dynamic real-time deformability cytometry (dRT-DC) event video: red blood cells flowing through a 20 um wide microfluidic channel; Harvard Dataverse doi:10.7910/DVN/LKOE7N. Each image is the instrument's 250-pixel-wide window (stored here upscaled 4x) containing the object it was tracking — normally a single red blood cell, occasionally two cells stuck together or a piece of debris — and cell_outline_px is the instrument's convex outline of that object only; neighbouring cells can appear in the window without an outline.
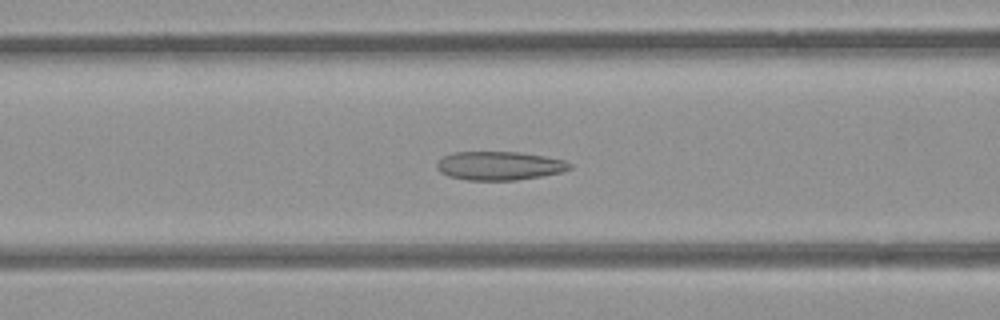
{"species": "common noctule bat (a hibernating species)", "species_latin": "Nyctalus noctula", "temperature_condition": "room temperature", "stored_images_in_passage": 52, "camera_frame_rate_fps": 3000, "um_per_image_px": 0.085, "animal": {"sex": "female", "body_mass_g": 21.9}, "frame": {"image": 1, "passage_image": 21, "time_ms": 6.667, "image_size_px": [1000, 320], "cell_outline_px": [[572, 168], [560, 172], [540, 176], [516, 180], [468, 180], [448, 176], [440, 172], [436, 168], [436, 164], [444, 156], [452, 152], [520, 152], [544, 156], [564, 160], [572, 164]], "centroid_in_image_um": [42.43, 14.08], "position_along_channel_um": 124.2, "area_um2": 22.14}}
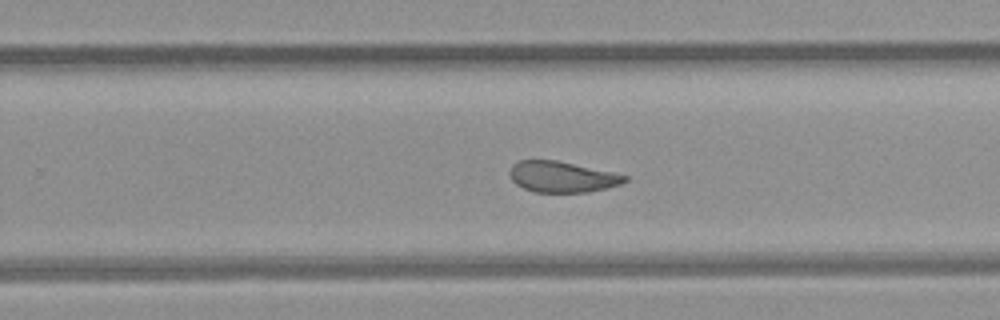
{"frame": {"image": 2, "passage_image": 33, "time_ms": 10.667, "image_size_px": [1000, 320], "cell_outline_px": [[628, 180], [620, 184], [608, 188], [588, 192], [536, 192], [524, 188], [516, 184], [512, 180], [508, 172], [512, 164], [520, 160], [556, 160], [612, 172], [628, 176]], "centroid_in_image_um": [47.76, 15.03], "position_along_channel_um": 282.0, "area_um2": 20.69}}
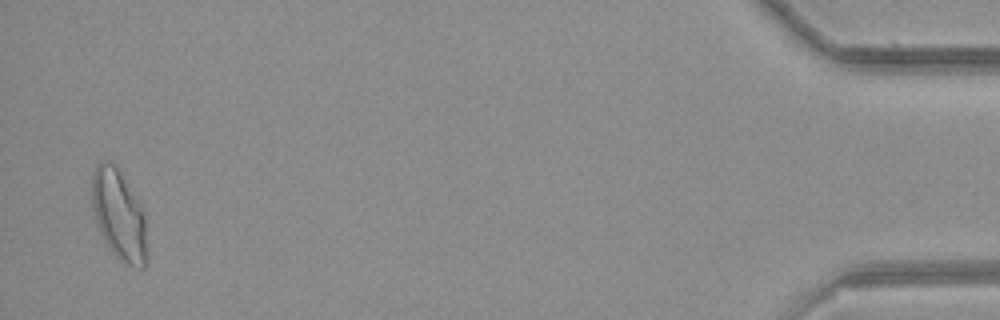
{"frame": {"image": 3, "passage_image": 51, "time_ms": 16.667, "image_size_px": [1000, 320], "cell_outline_px": [[148, 256], [144, 268], [132, 268], [120, 260], [116, 256], [104, 240], [100, 232], [92, 208], [92, 172], [96, 164], [100, 160], [112, 160], [116, 164], [140, 200], [144, 212]], "centroid_in_image_um": [10.13, 18.23], "position_along_channel_um": 425.1, "area_um2": 29.82}, "authors_computed_cell_mechanics": {"area_um2": 23.8136, "velocity_mm_per_s": 3.9498, "shape_relaxation_time_tau1_ms": null, "shape_relaxation_time_tau2_ms": 2.1052, "deformation_change_tau1": null, "deformation_change_tau2": 0.0794}}